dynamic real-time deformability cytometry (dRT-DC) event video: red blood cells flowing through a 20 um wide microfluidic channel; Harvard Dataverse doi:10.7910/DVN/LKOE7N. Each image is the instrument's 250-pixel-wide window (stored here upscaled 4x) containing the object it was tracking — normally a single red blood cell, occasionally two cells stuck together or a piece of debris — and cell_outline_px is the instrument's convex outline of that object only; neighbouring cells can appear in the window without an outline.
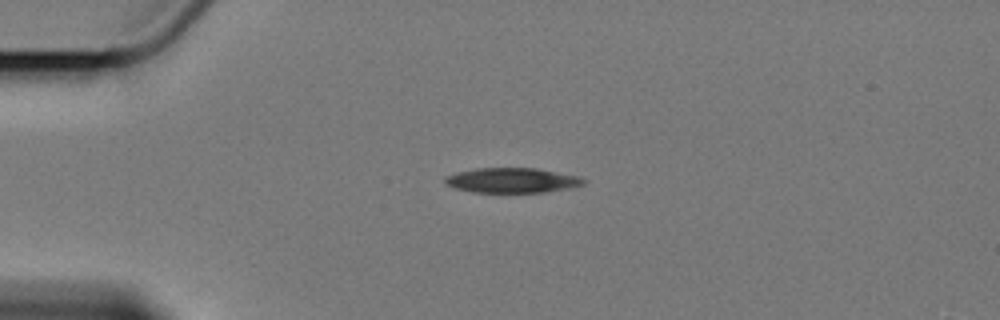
{"species": "Egyptian fruit bat (a non-hibernating species)", "species_latin": "Rousettus aegyptiacus", "temperature_condition": "cold", "stored_images_in_passage": 3, "camera_frame_rate_fps": 3000, "um_per_image_px": 0.085, "animal": {"sex": "female"}, "frame": {"image": 1, "passage_image": 1, "time_ms": 0.0, "image_size_px": [1000, 320], "cell_outline_px": [[584, 184], [568, 188], [544, 192], [472, 192], [452, 188], [444, 184], [444, 176], [456, 172], [476, 168], [536, 168], [580, 176], [584, 180]], "centroid_in_image_um": [43.45, 15.32], "position_along_channel_um": 41.5, "area_um2": 20.23}}
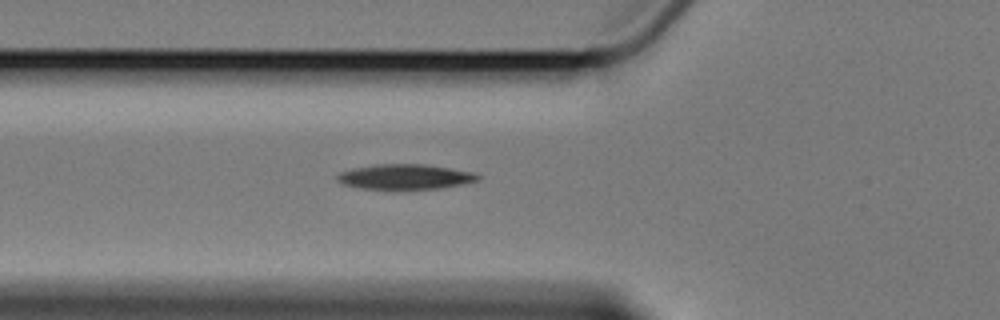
{"frame": {"image": 2, "passage_image": 3, "time_ms": 2.333, "image_size_px": [1000, 320], "cell_outline_px": [[480, 180], [464, 184], [440, 188], [360, 188], [344, 184], [336, 180], [336, 176], [340, 172], [352, 168], [376, 164], [424, 164], [472, 172], [480, 176]], "centroid_in_image_um": [34.42, 15.01], "position_along_channel_um": 91.4, "area_um2": 20.23}}